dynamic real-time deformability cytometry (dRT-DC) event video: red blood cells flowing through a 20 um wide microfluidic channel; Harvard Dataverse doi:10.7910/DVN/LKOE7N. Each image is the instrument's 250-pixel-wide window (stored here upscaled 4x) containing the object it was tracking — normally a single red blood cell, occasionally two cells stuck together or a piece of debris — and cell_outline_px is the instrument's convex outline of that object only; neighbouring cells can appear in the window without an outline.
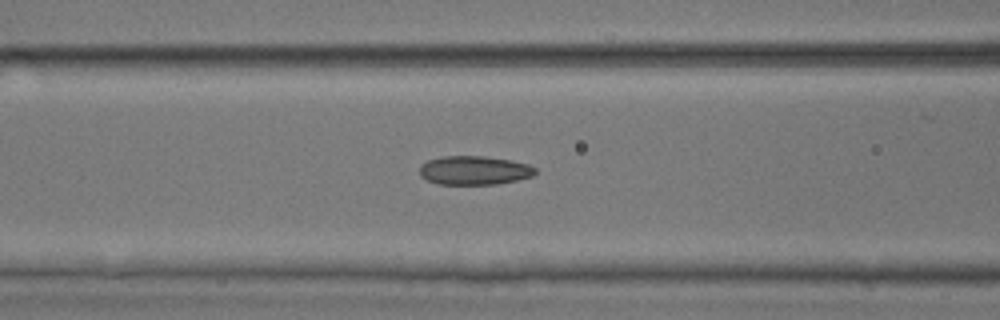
{"species": "common noctule bat (a hibernating species)", "species_latin": "Nyctalus noctula", "temperature_condition": "room temperature", "stored_images_in_passage": 42, "camera_frame_rate_fps": 3000, "um_per_image_px": 0.085, "animal": {"sex": "male", "body_mass_g": 17.9, "forearm_length_mm": 54.2}, "frame": {"image": 1, "passage_image": 22, "time_ms": 7.0, "image_size_px": [1000, 320], "cell_outline_px": [[536, 172], [532, 176], [516, 180], [496, 184], [436, 184], [420, 176], [420, 164], [428, 160], [444, 156], [484, 156], [512, 160], [528, 164], [536, 168]], "centroid_in_image_um": [40.3, 14.47], "position_along_channel_um": 126.3, "area_um2": 19.48}}
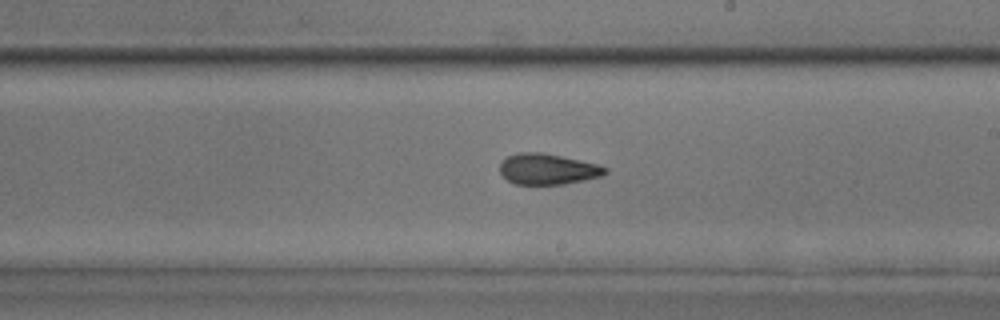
{"frame": {"image": 2, "passage_image": 31, "time_ms": 10.0, "image_size_px": [1000, 320], "cell_outline_px": [[608, 172], [600, 176], [584, 180], [564, 184], [516, 184], [508, 180], [500, 172], [500, 164], [508, 156], [516, 152], [544, 152], [600, 164], [608, 168]], "centroid_in_image_um": [46.59, 14.36], "position_along_channel_um": 242.4, "area_um2": 19.02}}
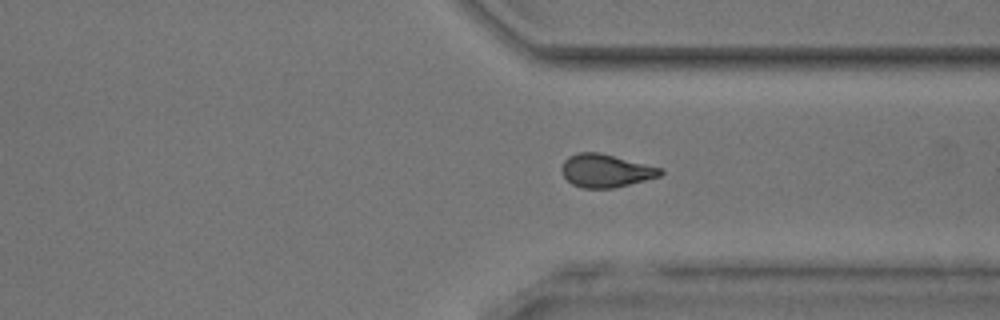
{"frame": {"image": 3, "passage_image": 40, "time_ms": 13.0, "image_size_px": [1000, 320], "cell_outline_px": [[664, 172], [660, 176], [616, 188], [580, 188], [572, 184], [564, 176], [560, 168], [564, 160], [568, 156], [580, 152], [600, 152], [664, 168]], "centroid_in_image_um": [51.51, 14.5], "position_along_channel_um": 359.9, "area_um2": 19.31}}